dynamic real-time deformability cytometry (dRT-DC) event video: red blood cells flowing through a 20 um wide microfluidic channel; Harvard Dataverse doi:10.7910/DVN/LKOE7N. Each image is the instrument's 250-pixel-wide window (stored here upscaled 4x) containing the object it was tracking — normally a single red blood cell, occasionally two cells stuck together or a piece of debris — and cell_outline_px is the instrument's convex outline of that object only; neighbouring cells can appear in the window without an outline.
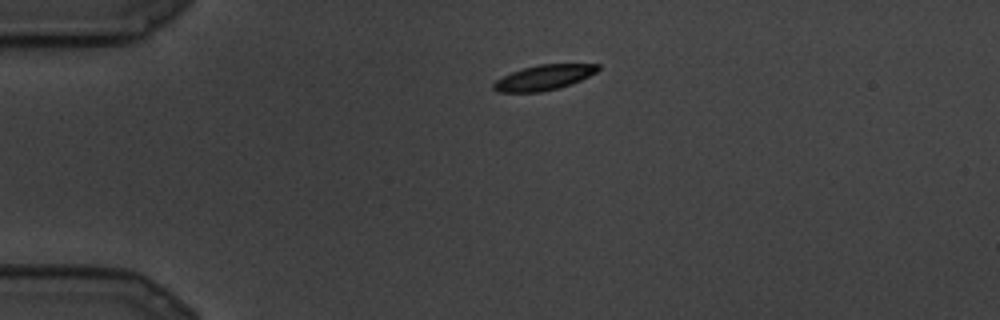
{"species": "common noctule bat (a hibernating species)", "species_latin": "Nyctalus noctula", "temperature_condition": "cold", "stored_images_in_passage": 11, "camera_frame_rate_fps": 3000, "um_per_image_px": 0.085, "animal": {"sex": "male", "body_mass_g": 19.5, "forearm_length_mm": 54.6}, "frame": {"image": 1, "passage_image": 1, "time_ms": 0.0, "image_size_px": [1000, 320], "cell_outline_px": [[600, 68], [596, 72], [572, 84], [540, 92], [496, 92], [492, 88], [492, 84], [496, 80], [512, 72], [524, 68], [540, 64], [600, 64]], "centroid_in_image_um": [46.21, 6.59], "position_along_channel_um": 38.8, "area_um2": 15.14}}
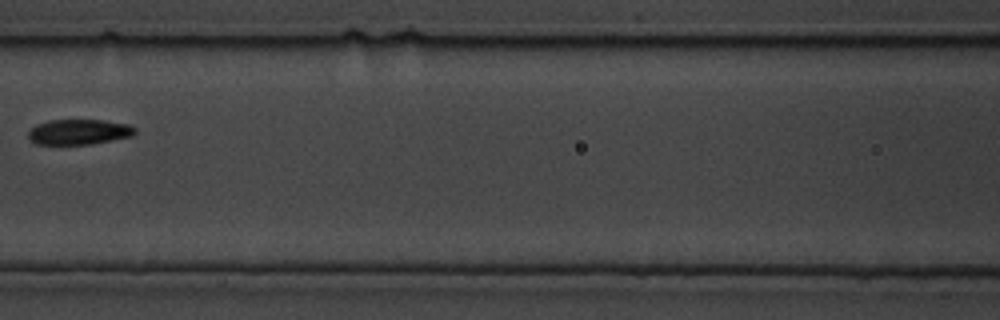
{"frame": {"image": 2, "passage_image": 7, "time_ms": 2.0, "image_size_px": [1000, 320], "cell_outline_px": [[136, 132], [132, 136], [92, 144], [36, 144], [28, 136], [28, 132], [36, 124], [48, 120], [104, 120], [128, 124], [136, 128]], "centroid_in_image_um": [6.72, 11.2], "position_along_channel_um": 159.9, "area_um2": 15.72}}
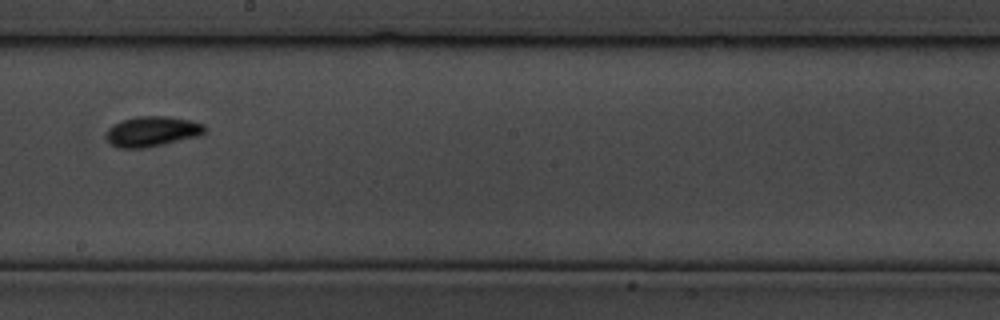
{"frame": {"image": 3, "passage_image": 10, "time_ms": 3.0, "image_size_px": [1000, 320], "cell_outline_px": [[208, 128], [200, 136], [164, 144], [144, 148], [120, 148], [112, 144], [104, 136], [108, 128], [120, 120], [136, 116], [168, 116], [188, 120], [204, 124]], "centroid_in_image_um": [12.93, 11.16], "position_along_channel_um": 235.3, "area_um2": 17.51}}